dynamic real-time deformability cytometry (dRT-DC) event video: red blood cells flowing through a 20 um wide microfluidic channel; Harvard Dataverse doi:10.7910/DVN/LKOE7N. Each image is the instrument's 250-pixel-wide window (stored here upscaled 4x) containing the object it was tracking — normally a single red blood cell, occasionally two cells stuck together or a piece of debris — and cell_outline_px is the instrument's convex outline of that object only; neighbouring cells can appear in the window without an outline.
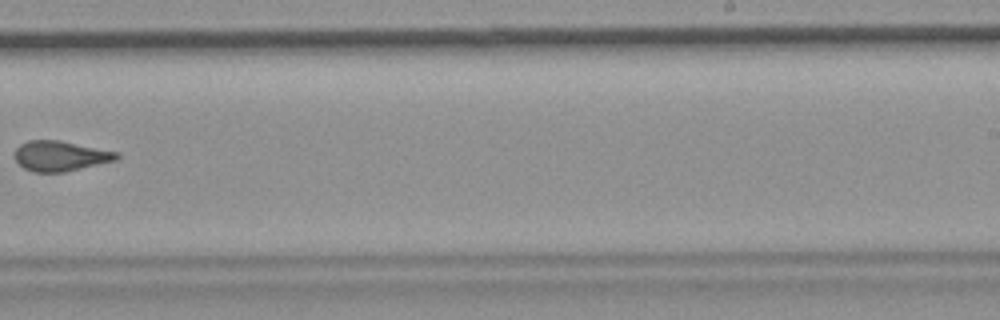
{"species": "common noctule bat (a hibernating species)", "species_latin": "Nyctalus noctula", "temperature_condition": "room temperature", "stored_images_in_passage": 10, "camera_frame_rate_fps": 3000, "um_per_image_px": 0.085, "animal": {"sex": "female", "body_mass_g": 19.9}, "frame": {"image": 1, "passage_image": 9, "time_ms": 2.667, "image_size_px": [1000, 320], "cell_outline_px": [[120, 156], [116, 160], [64, 172], [32, 172], [24, 168], [16, 160], [16, 148], [20, 144], [28, 140], [60, 140], [120, 152]], "centroid_in_image_um": [5.16, 13.25], "position_along_channel_um": 283.8, "area_um2": 17.92}}
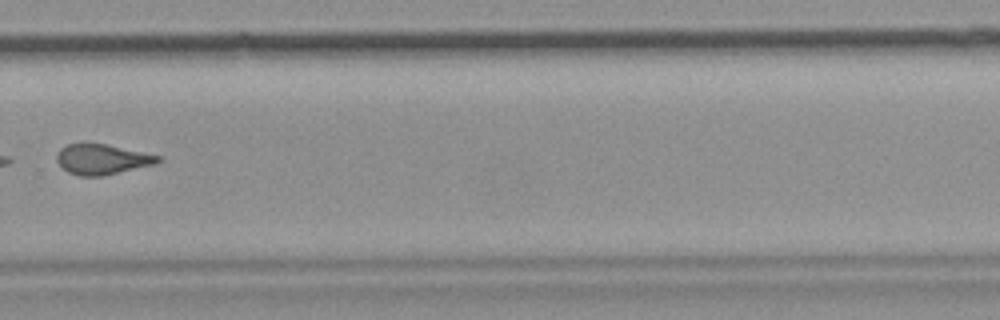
{"frame": {"image": 2, "passage_image": 10, "time_ms": 3.0, "image_size_px": [1000, 320], "cell_outline_px": [[160, 160], [156, 164], [104, 176], [80, 176], [68, 172], [60, 168], [56, 160], [56, 156], [60, 148], [68, 144], [84, 140], [108, 144], [160, 156]], "centroid_in_image_um": [8.61, 13.51], "position_along_channel_um": 321.2, "area_um2": 18.5}}